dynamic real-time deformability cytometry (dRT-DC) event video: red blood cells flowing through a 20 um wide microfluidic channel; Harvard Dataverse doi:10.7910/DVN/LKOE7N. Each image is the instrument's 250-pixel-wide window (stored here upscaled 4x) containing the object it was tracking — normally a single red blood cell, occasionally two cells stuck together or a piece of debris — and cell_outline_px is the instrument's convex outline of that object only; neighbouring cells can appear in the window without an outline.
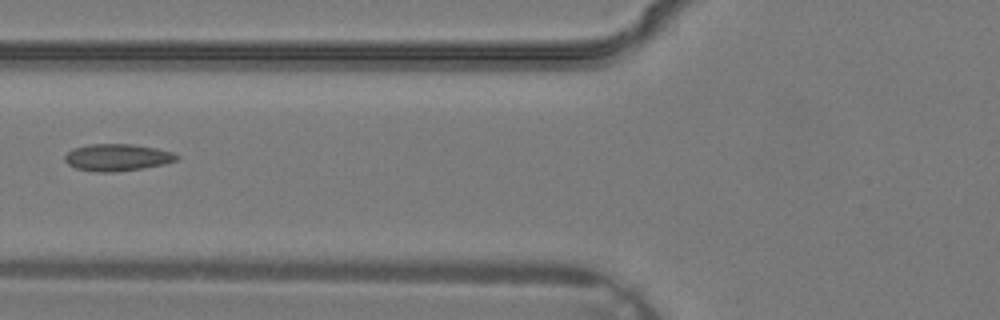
{"species": "common noctule bat (a hibernating species)", "species_latin": "Nyctalus noctula", "temperature_condition": "warm", "stored_images_in_passage": 2, "camera_frame_rate_fps": 3000, "um_per_image_px": 0.085, "animal": {"sex": "male", "body_mass_g": 19.2, "forearm_length_mm": 51.8}, "frame": {"image": 1, "passage_image": 2, "time_ms": 0.333, "image_size_px": [1000, 320], "cell_outline_px": [[180, 160], [164, 164], [116, 172], [96, 172], [76, 168], [68, 164], [64, 160], [64, 156], [68, 152], [76, 148], [88, 144], [132, 144], [156, 148], [172, 152], [180, 156]], "centroid_in_image_um": [9.99, 13.38], "position_along_channel_um": 115.8, "area_um2": 17.57}}